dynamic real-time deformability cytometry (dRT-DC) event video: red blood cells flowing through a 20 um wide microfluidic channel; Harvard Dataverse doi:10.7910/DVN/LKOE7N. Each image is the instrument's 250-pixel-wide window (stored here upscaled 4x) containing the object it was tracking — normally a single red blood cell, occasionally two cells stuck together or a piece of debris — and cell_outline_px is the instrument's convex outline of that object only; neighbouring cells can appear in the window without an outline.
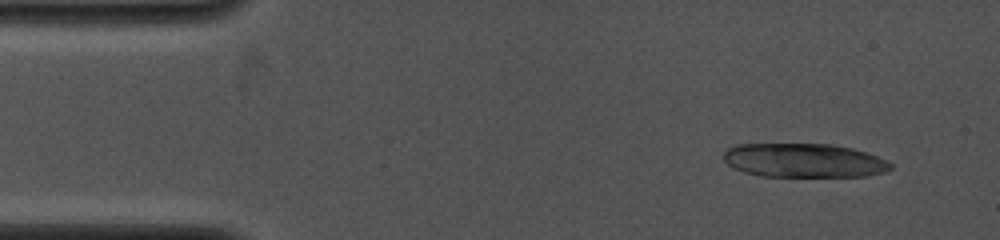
{"species": "common noctule bat (a hibernating species)", "species_latin": "Nyctalus noctula", "temperature_condition": "cold", "stored_images_in_passage": 7, "camera_frame_rate_fps": 4000, "um_per_image_px": 0.085, "animal": {"sex": "female", "body_mass_g": 19.0, "forearm_length_mm": 53.3}, "frame": {"image": 1, "passage_image": 5, "time_ms": 1.0, "image_size_px": [1000, 240], "cell_outline_px": [[892, 168], [884, 172], [868, 176], [760, 176], [744, 172], [728, 164], [724, 160], [724, 152], [728, 148], [736, 144], [832, 144], [852, 148], [876, 156], [892, 164]], "centroid_in_image_um": [68.32, 13.63], "position_along_channel_um": 16.7, "area_um2": 32.89}}